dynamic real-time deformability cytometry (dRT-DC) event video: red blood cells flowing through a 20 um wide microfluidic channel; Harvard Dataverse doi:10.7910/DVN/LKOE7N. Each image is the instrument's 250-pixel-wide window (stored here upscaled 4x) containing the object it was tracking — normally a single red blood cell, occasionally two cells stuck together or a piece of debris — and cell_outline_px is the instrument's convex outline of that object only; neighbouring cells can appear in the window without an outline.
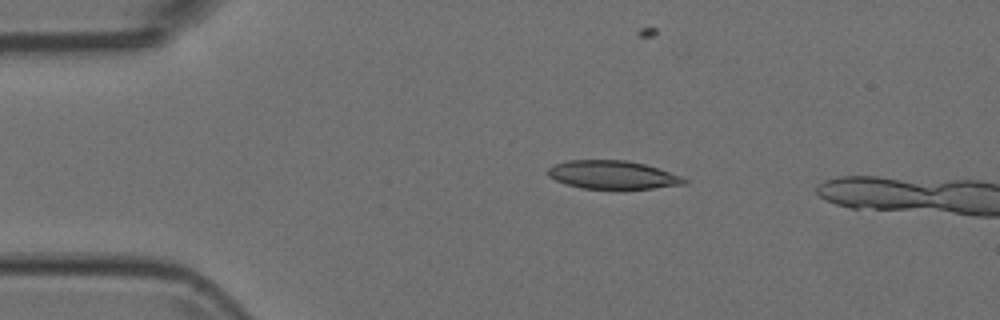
{"species": "Egyptian fruit bat (a non-hibernating species)", "species_latin": "Rousettus aegyptiacus", "temperature_condition": "room temperature", "stored_images_in_passage": 4, "camera_frame_rate_fps": 3000, "um_per_image_px": 0.085, "animal": {"sex": "female"}, "frame": {"image": 1, "passage_image": 3, "time_ms": 0.667, "image_size_px": [1000, 320], "cell_outline_px": [[688, 184], [652, 188], [580, 188], [556, 180], [548, 176], [548, 168], [552, 164], [568, 160], [628, 160], [644, 164], [680, 176], [688, 180]], "centroid_in_image_um": [52.05, 14.85], "position_along_channel_um": 33.0, "area_um2": 22.25}}